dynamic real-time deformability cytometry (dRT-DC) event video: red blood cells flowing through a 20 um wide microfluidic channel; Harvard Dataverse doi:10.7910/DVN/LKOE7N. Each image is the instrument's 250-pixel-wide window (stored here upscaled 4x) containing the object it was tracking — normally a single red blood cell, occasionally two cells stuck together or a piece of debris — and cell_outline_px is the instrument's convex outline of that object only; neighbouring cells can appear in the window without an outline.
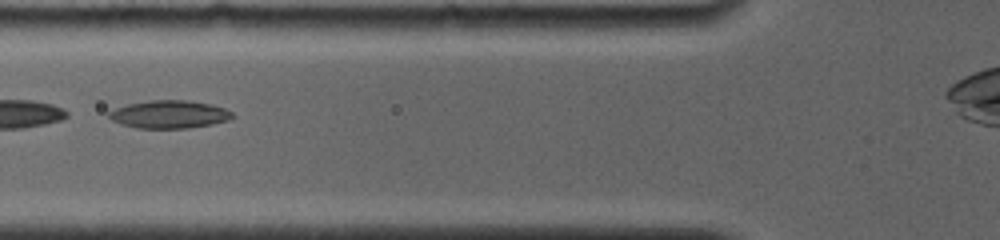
{"species": "common noctule bat (a hibernating species)", "species_latin": "Nyctalus noctula", "temperature_condition": "room temperature", "stored_images_in_passage": 7, "camera_frame_rate_fps": 4000, "um_per_image_px": 0.085, "animal": {"sex": "female", "body_mass_g": 19.0, "forearm_length_mm": 56.7}, "frame": {"image": 1, "passage_image": 5, "time_ms": 3.0, "image_size_px": [1000, 240], "cell_outline_px": [[236, 116], [228, 120], [188, 128], [136, 128], [112, 120], [108, 116], [108, 112], [116, 108], [128, 104], [148, 100], [188, 100], [208, 104], [224, 108], [232, 112]], "centroid_in_image_um": [14.38, 9.71], "position_along_channel_um": 111.4, "area_um2": 19.83}}
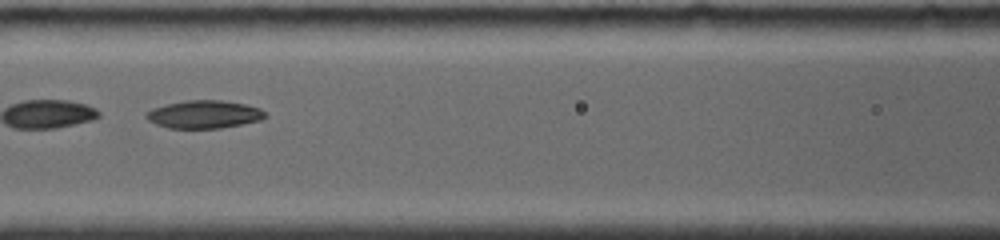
{"frame": {"image": 2, "passage_image": 6, "time_ms": 4.0, "image_size_px": [1000, 240], "cell_outline_px": [[264, 116], [260, 120], [220, 128], [168, 128], [156, 124], [148, 120], [144, 116], [152, 108], [184, 100], [220, 100], [244, 104], [260, 108], [264, 112]], "centroid_in_image_um": [17.3, 9.72], "position_along_channel_um": 149.3, "area_um2": 19.07}}